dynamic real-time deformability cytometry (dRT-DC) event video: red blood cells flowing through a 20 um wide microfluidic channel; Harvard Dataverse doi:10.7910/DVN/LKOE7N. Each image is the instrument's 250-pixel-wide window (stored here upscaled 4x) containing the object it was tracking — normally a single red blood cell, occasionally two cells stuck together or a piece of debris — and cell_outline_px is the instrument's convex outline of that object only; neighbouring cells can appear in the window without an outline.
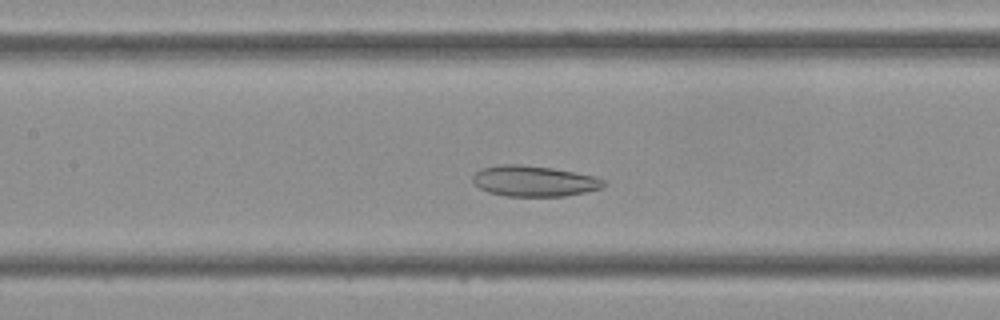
{"species": "Egyptian fruit bat (a non-hibernating species)", "species_latin": "Rousettus aegyptiacus", "temperature_condition": "cold", "stored_images_in_passage": 40, "camera_frame_rate_fps": 3000, "um_per_image_px": 0.085, "frame": {"image": 1, "passage_image": 16, "time_ms": 5.0, "image_size_px": [1000, 320], "cell_outline_px": [[608, 184], [604, 188], [564, 196], [504, 196], [488, 192], [480, 188], [472, 180], [472, 176], [480, 168], [500, 164], [520, 164], [552, 168], [596, 176], [604, 180]], "centroid_in_image_um": [45.41, 15.39], "position_along_channel_um": 162.0, "area_um2": 23.64}}
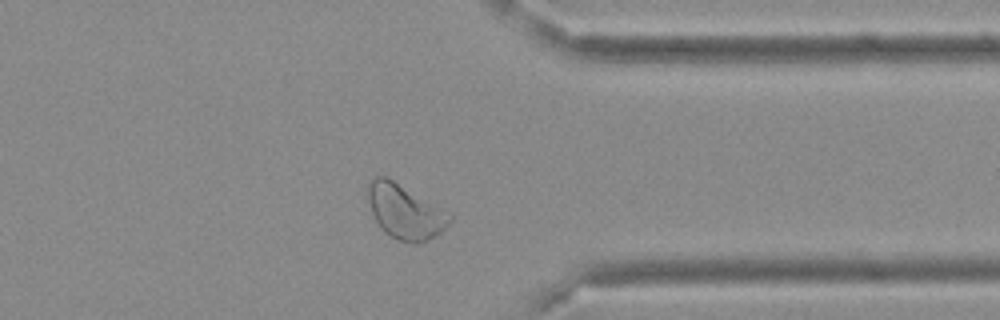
{"frame": {"image": 2, "passage_image": 31, "time_ms": 10.0, "image_size_px": [1000, 320], "cell_outline_px": [[452, 220], [440, 232], [428, 240], [420, 244], [412, 244], [396, 240], [384, 232], [376, 220], [372, 212], [368, 200], [368, 184], [372, 176], [384, 176], [392, 180], [452, 216]], "centroid_in_image_um": [34.38, 18.03], "position_along_channel_um": 377.0, "area_um2": 25.26}}
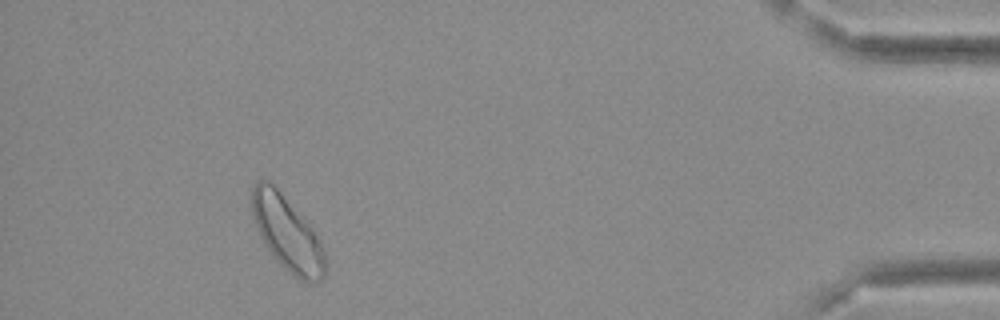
{"frame": {"image": 3, "passage_image": 37, "time_ms": 12.0, "image_size_px": [1000, 320], "cell_outline_px": [[328, 268], [324, 276], [320, 280], [300, 280], [280, 264], [264, 244], [256, 228], [252, 216], [252, 184], [256, 180], [268, 180], [280, 192], [316, 232], [324, 248]], "centroid_in_image_um": [24.42, 19.83], "position_along_channel_um": 410.8, "area_um2": 31.62}}